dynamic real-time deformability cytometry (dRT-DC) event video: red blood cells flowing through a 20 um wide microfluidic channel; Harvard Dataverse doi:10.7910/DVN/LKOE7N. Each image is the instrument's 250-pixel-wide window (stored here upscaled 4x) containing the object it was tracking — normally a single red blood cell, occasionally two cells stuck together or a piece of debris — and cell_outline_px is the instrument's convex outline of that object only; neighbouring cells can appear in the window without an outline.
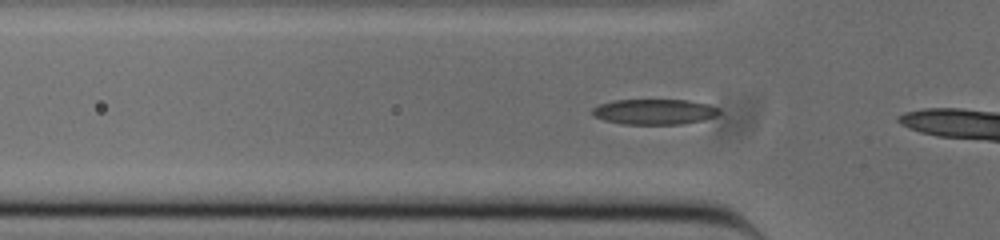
{"species": "common noctule bat (a hibernating species)", "species_latin": "Nyctalus noctula", "temperature_condition": "cold", "stored_images_in_passage": 12, "camera_frame_rate_fps": 3000, "um_per_image_px": 0.085, "animal": {"sex": "male", "body_mass_g": 20.0, "forearm_length_mm": 53.3}, "frame": {"image": 1, "passage_image": 9, "time_ms": 2.667, "image_size_px": [1000, 240], "cell_outline_px": [[720, 112], [716, 116], [704, 120], [680, 124], [620, 124], [604, 120], [592, 116], [592, 108], [600, 104], [616, 100], [688, 100], [708, 104], [720, 108]], "centroid_in_image_um": [55.63, 9.5], "position_along_channel_um": 70.2, "area_um2": 18.9}}